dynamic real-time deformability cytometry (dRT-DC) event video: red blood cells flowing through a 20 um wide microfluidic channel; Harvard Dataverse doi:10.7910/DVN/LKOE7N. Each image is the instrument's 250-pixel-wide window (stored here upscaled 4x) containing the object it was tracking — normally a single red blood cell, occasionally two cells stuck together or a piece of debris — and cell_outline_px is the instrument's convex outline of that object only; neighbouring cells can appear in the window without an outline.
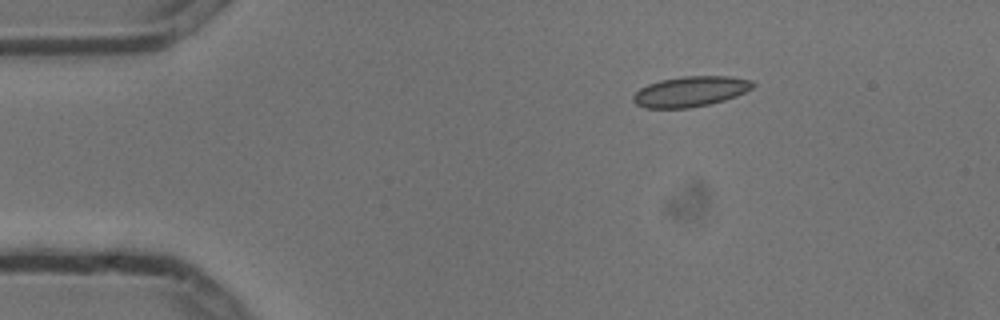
{"species": "common noctule bat (a hibernating species)", "species_latin": "Nyctalus noctula", "temperature_condition": "cold", "stored_images_in_passage": 3, "camera_frame_rate_fps": 3000, "um_per_image_px": 0.085, "animal": {"sex": "male", "body_mass_g": 13.3}, "frame": {"image": 1, "passage_image": 1, "time_ms": 0.0, "image_size_px": [1000, 320], "cell_outline_px": [[756, 84], [752, 88], [736, 96], [724, 100], [708, 104], [688, 108], [644, 108], [636, 104], [632, 100], [632, 96], [640, 88], [648, 84], [660, 80], [684, 76], [732, 76], [752, 80]], "centroid_in_image_um": [58.68, 7.77], "position_along_channel_um": 26.3, "area_um2": 21.21}}